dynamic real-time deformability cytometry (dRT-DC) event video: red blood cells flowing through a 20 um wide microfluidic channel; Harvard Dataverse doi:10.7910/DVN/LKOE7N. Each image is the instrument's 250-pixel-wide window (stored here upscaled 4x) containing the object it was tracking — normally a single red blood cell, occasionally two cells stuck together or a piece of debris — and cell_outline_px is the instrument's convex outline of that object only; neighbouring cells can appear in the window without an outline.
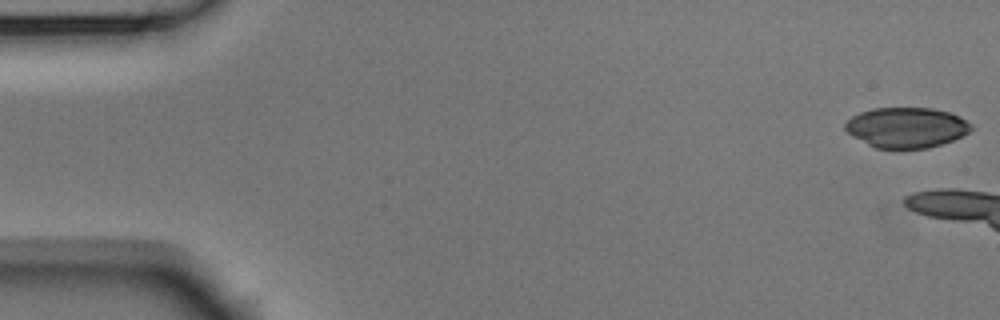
{"species": "Egyptian fruit bat (a non-hibernating species)", "species_latin": "Rousettus aegyptiacus", "temperature_condition": "room temperature", "stored_images_in_passage": 7, "camera_frame_rate_fps": 3000, "um_per_image_px": 0.085, "animal": {"sex": "male"}, "frame": {"image": 1, "passage_image": 1, "time_ms": 0.0, "image_size_px": [1000, 320], "cell_outline_px": [[972, 128], [968, 132], [952, 140], [928, 148], [876, 148], [852, 136], [844, 128], [844, 124], [852, 116], [860, 112], [872, 108], [932, 108], [952, 112], [960, 116], [972, 124]], "centroid_in_image_um": [77.05, 10.82], "position_along_channel_um": 8.0, "area_um2": 29.54}}